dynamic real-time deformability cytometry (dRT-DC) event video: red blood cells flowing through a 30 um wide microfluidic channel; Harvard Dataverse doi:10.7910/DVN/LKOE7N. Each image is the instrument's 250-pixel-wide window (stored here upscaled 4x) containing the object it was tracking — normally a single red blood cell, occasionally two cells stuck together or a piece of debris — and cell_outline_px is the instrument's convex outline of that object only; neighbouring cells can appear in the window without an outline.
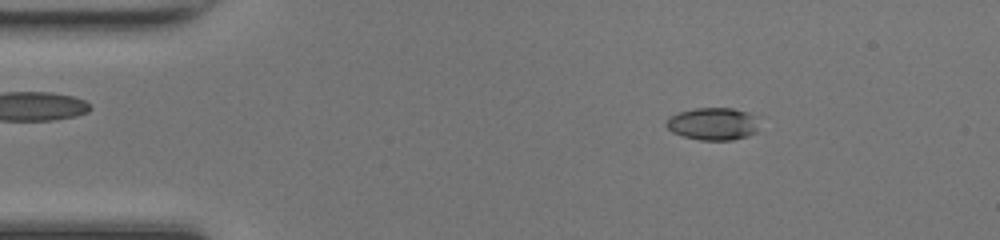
{"species": "common noctule bat (a hibernating species)", "species_latin": "Nyctalus noctula", "temperature_condition": "room temperature", "stored_images_in_passage": 47, "camera_frame_rate_fps": 3000, "um_per_image_px": 0.085, "animal": {"sex": "female", "body_mass_g": 17.0, "forearm_length_mm": 48.0}, "frame": {"image": 1, "passage_image": 6, "time_ms": 1.667, "image_size_px": [1000, 240], "cell_outline_px": [[756, 132], [748, 136], [732, 140], [700, 140], [684, 136], [672, 132], [664, 124], [668, 116], [680, 112], [696, 108], [732, 108], [748, 112], [756, 116]], "centroid_in_image_um": [60.58, 10.52], "position_along_channel_um": 24.4, "area_um2": 17.57}}
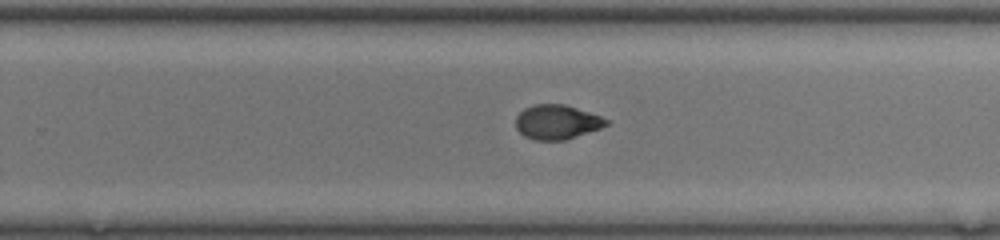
{"frame": {"image": 2, "passage_image": 29, "time_ms": 9.333, "image_size_px": [1000, 240], "cell_outline_px": [[612, 120], [608, 124], [600, 128], [564, 140], [532, 140], [524, 136], [516, 128], [516, 116], [524, 108], [532, 104], [564, 104]], "centroid_in_image_um": [47.32, 10.37], "position_along_channel_um": 282.5, "area_um2": 18.15}}
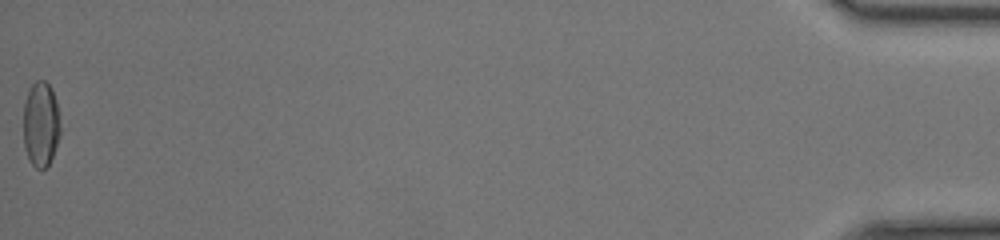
{"frame": {"image": 3, "passage_image": 47, "time_ms": 15.333, "image_size_px": [1000, 240], "cell_outline_px": [[60, 136], [52, 156], [48, 164], [44, 168], [36, 168], [28, 160], [24, 144], [24, 104], [28, 88], [36, 80], [44, 80], [52, 88], [56, 100], [60, 128]], "centroid_in_image_um": [3.46, 10.53], "position_along_channel_um": 431.7, "area_um2": 18.32}, "authors_computed_cell_mechanics": {"area_um2": 18.3804, "velocity_mm_per_s": 4.2982, "shape_relaxation_time_tau1_ms": 3.5906, "shape_relaxation_time_tau2_ms": 1.8879, "deformation_change_tau1": 0.1512, "deformation_change_tau2": 0.0607}}